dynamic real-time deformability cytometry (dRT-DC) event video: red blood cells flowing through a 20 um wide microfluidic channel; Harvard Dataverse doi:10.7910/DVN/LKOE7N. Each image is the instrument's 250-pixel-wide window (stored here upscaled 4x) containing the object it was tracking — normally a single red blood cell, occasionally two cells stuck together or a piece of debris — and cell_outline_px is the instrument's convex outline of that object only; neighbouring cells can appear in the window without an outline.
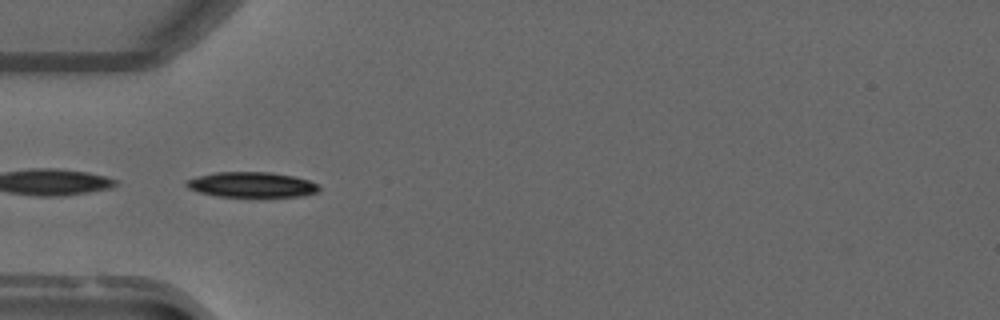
{"species": "common noctule bat (a hibernating species)", "species_latin": "Nyctalus noctula", "temperature_condition": "warm", "stored_images_in_passage": 6, "camera_frame_rate_fps": 3000, "um_per_image_px": 0.085, "animal": {"sex": "male", "forearm_length_mm": 52.5}, "frame": {"image": 1, "passage_image": 5, "time_ms": 1.333, "image_size_px": [1000, 320], "cell_outline_px": [[320, 192], [304, 196], [256, 200], [216, 196], [200, 192], [188, 188], [184, 184], [188, 180], [196, 176], [216, 172], [268, 172], [292, 176], [308, 180], [316, 184], [320, 188]], "centroid_in_image_um": [21.43, 15.76], "position_along_channel_um": 63.6, "area_um2": 20.63}}